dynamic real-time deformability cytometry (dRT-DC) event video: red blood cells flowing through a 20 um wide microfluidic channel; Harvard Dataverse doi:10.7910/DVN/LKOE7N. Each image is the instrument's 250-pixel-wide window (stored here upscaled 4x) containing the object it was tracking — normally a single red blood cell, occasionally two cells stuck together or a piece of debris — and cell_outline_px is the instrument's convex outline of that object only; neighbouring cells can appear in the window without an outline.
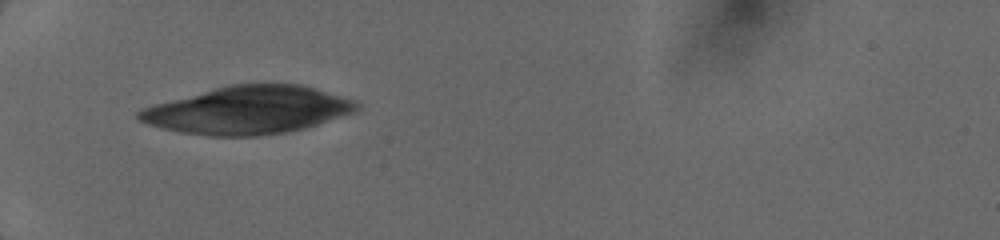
{"species": "human", "species_latin": "Homo sapiens", "temperature_condition": "cold", "stored_images_in_passage": 9, "camera_frame_rate_fps": 3000, "um_per_image_px": 0.085, "donor": {"sex": "female"}, "frame": {"image": 1, "passage_image": 7, "time_ms": 6.0, "image_size_px": [1000, 240], "cell_outline_px": [[360, 108], [352, 112], [304, 128], [288, 132], [256, 136], [208, 136], [180, 132], [148, 124], [140, 120], [136, 116], [136, 112], [144, 108], [156, 104], [216, 88], [232, 84], [296, 84], [312, 88], [356, 100], [360, 104]], "centroid_in_image_um": [21.09, 9.37], "position_along_channel_um": 63.9, "area_um2": 59.59}}
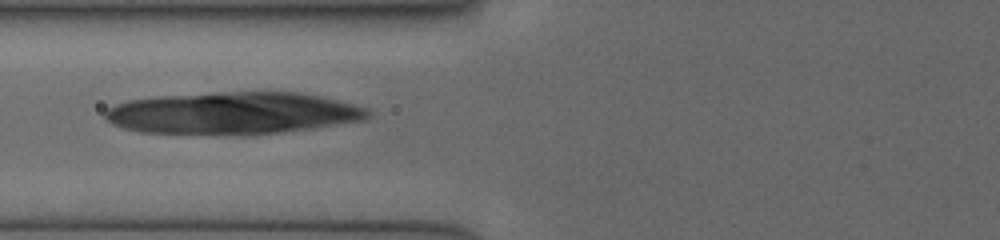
{"frame": {"image": 2, "passage_image": 8, "time_ms": 7.333, "image_size_px": [1000, 240], "cell_outline_px": [[372, 112], [364, 120], [316, 128], [248, 136], [240, 136], [140, 132], [124, 128], [112, 124], [104, 116], [104, 112], [108, 108], [116, 104], [128, 100], [156, 96], [228, 92], [300, 92], [320, 96], [352, 104], [364, 108]], "centroid_in_image_um": [19.78, 9.64], "position_along_channel_um": 106.0, "area_um2": 65.14}}